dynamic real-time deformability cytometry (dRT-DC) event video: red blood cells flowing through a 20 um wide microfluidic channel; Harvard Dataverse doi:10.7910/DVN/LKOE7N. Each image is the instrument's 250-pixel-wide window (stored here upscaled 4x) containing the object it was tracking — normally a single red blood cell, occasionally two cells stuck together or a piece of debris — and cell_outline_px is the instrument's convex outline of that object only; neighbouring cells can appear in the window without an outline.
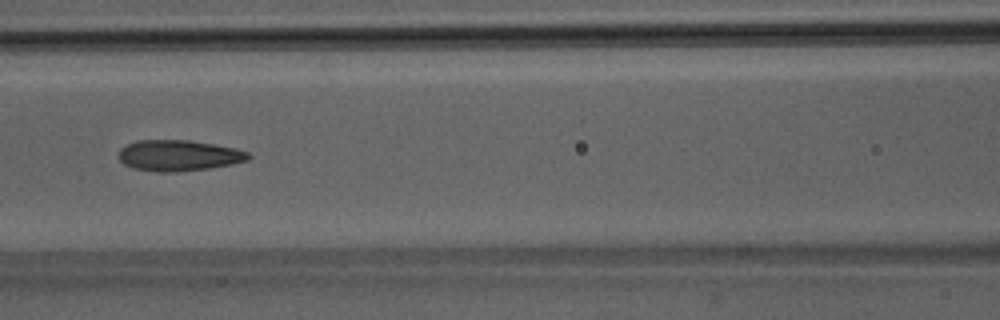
{"species": "Egyptian fruit bat (a non-hibernating species)", "species_latin": "Rousettus aegyptiacus", "temperature_condition": "room temperature", "stored_images_in_passage": 6, "camera_frame_rate_fps": 3000, "um_per_image_px": 0.085, "animal": {"sex": "male"}, "frame": {"image": 1, "passage_image": 6, "time_ms": 5.667, "image_size_px": [1000, 320], "cell_outline_px": [[252, 156], [248, 160], [232, 164], [212, 168], [176, 172], [156, 172], [132, 168], [124, 164], [120, 160], [120, 148], [136, 140], [188, 140], [236, 148], [248, 152]], "centroid_in_image_um": [15.2, 13.22], "position_along_channel_um": 151.4, "area_um2": 23.47}}